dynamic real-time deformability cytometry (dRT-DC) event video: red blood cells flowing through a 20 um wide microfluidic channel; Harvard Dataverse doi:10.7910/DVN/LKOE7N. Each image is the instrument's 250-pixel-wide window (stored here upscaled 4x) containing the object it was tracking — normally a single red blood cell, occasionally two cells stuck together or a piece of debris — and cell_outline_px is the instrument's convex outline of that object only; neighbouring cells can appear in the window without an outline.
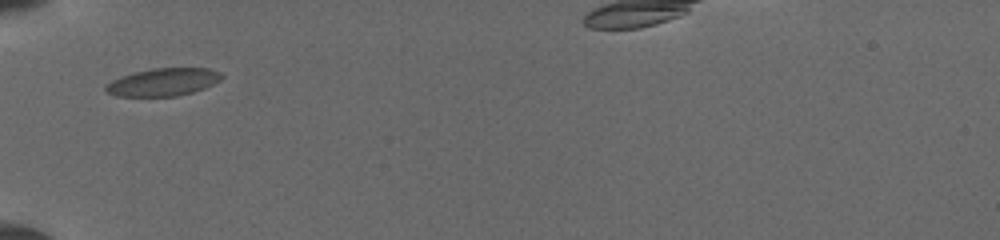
{"species": "common noctule bat (a hibernating species)", "species_latin": "Nyctalus noctula", "temperature_condition": "cold", "stored_images_in_passage": 28, "camera_frame_rate_fps": 3000, "um_per_image_px": 0.085, "animal": {"sex": "female", "body_mass_g": 19.5, "forearm_length_mm": 54.1}, "frame": {"image": 1, "passage_image": 1, "time_ms": 0.0, "image_size_px": [1000, 240], "cell_outline_px": [[224, 76], [220, 80], [204, 88], [192, 92], [176, 96], [116, 96], [108, 92], [104, 88], [104, 84], [112, 80], [136, 72], [152, 68], [208, 68], [220, 72]], "centroid_in_image_um": [13.87, 6.97], "position_along_channel_um": 71.1, "area_um2": 18.55}}
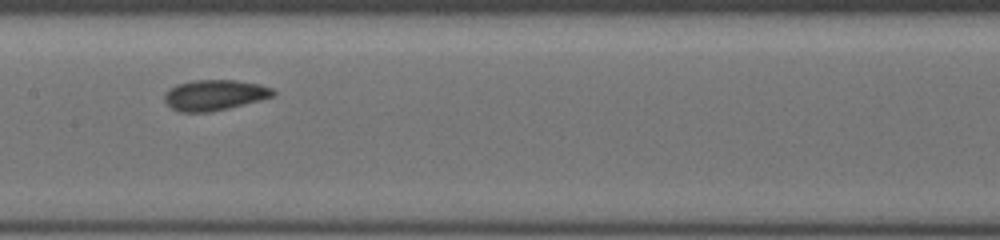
{"frame": {"image": 2, "passage_image": 14, "time_ms": 3.0, "image_size_px": [1000, 240], "cell_outline_px": [[276, 92], [272, 96], [260, 100], [212, 112], [180, 112], [172, 108], [164, 100], [164, 96], [168, 88], [176, 84], [192, 80], [236, 80], [260, 84], [272, 88]], "centroid_in_image_um": [18.21, 8.07], "position_along_channel_um": 189.2, "area_um2": 19.42}}
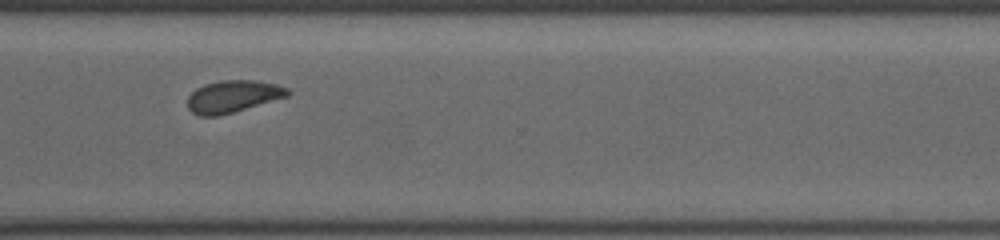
{"frame": {"image": 3, "passage_image": 27, "time_ms": 7.0, "image_size_px": [1000, 240], "cell_outline_px": [[292, 92], [288, 96], [232, 112], [216, 116], [200, 116], [192, 112], [188, 108], [188, 96], [196, 88], [204, 84], [220, 80], [256, 80], [276, 84], [288, 88]], "centroid_in_image_um": [19.8, 8.18], "position_along_channel_um": 350.8, "area_um2": 18.67}}